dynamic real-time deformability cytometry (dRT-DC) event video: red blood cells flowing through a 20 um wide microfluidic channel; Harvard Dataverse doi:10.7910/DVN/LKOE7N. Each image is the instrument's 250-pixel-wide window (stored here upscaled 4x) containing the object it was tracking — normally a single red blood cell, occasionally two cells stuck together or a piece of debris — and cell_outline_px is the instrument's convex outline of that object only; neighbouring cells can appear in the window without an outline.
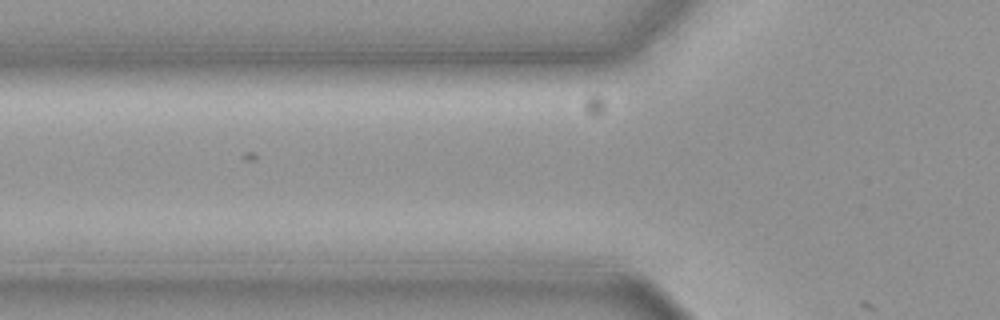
{"species": "common noctule bat (a hibernating species)", "species_latin": "Nyctalus noctula", "temperature_condition": "cold", "stored_images_in_passage": 3, "camera_frame_rate_fps": 3000, "um_per_image_px": 0.085, "animal": {"sex": "female", "body_mass_g": 19.3, "forearm_length_mm": 54.1}, "frame": {"image": 1, "passage_image": 2, "time_ms": 0.333, "image_size_px": [1000, 320], "cell_outline_px": [[540, 200], [528, 204], [428, 208], [420, 200], [420, 196], [424, 192], [528, 192], [540, 196]], "centroid_in_image_um": [40.48, 16.91], "position_along_channel_um": 85.3, "area_um2": 11.44}}